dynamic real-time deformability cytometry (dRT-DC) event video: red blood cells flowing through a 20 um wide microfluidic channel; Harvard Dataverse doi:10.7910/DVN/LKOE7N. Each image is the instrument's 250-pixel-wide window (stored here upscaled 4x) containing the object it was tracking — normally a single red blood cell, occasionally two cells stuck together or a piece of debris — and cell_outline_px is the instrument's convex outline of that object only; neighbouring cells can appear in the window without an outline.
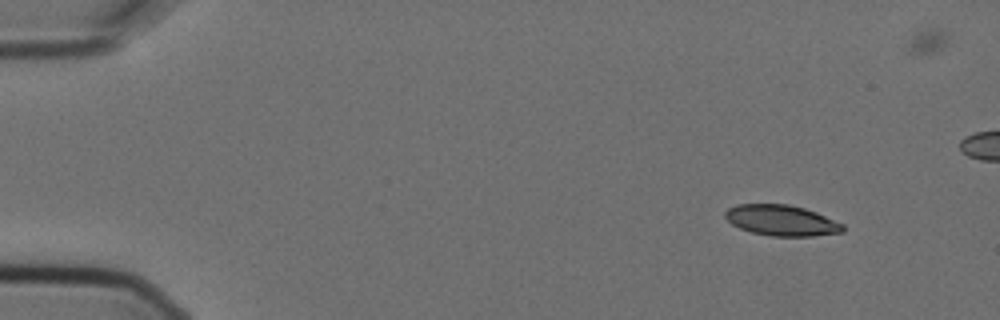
{"species": "Egyptian fruit bat (a non-hibernating species)", "species_latin": "Rousettus aegyptiacus", "temperature_condition": "cold", "stored_images_in_passage": 7, "camera_frame_rate_fps": 3000, "um_per_image_px": 0.085, "animal": {"sex": "female"}, "frame": {"image": 1, "passage_image": 2, "time_ms": 0.333, "image_size_px": [1000, 320], "cell_outline_px": [[844, 232], [812, 236], [772, 236], [752, 232], [740, 228], [732, 224], [724, 216], [724, 212], [728, 208], [736, 204], [788, 204], [804, 208], [816, 212], [844, 224]], "centroid_in_image_um": [66.43, 18.73], "position_along_channel_um": 18.6, "area_um2": 21.1}}
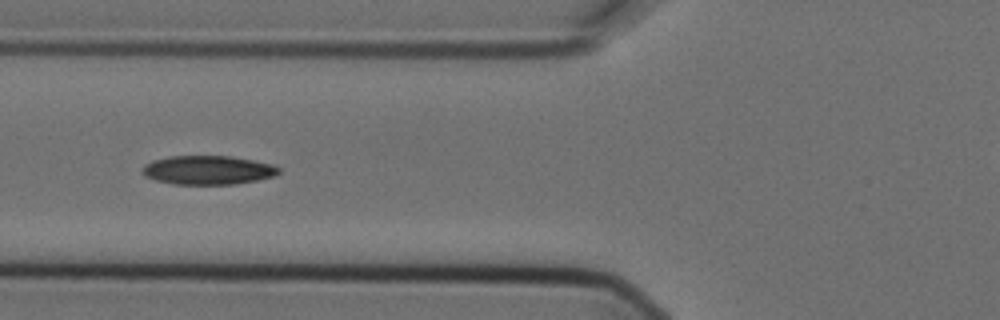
{"frame": {"image": 2, "passage_image": 6, "time_ms": 1.667, "image_size_px": [1000, 320], "cell_outline_px": [[280, 172], [272, 176], [256, 180], [236, 184], [172, 184], [156, 180], [144, 176], [140, 172], [140, 168], [144, 164], [152, 160], [168, 156], [232, 156], [272, 164], [280, 168]], "centroid_in_image_um": [17.61, 14.45], "position_along_channel_um": 108.2, "area_um2": 23.12}}
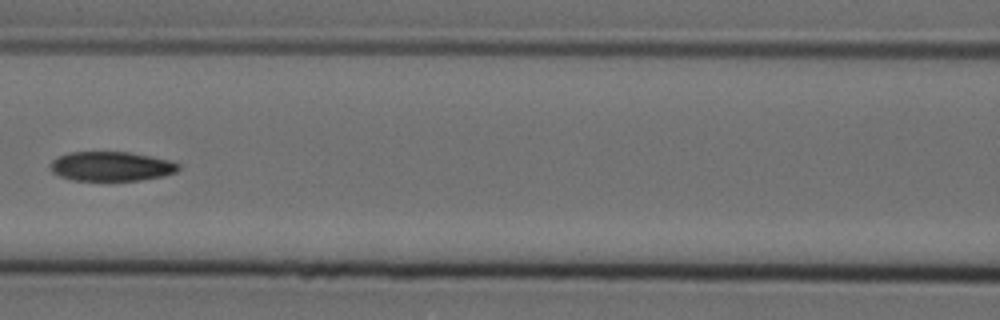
{"frame": {"image": 3, "passage_image": 7, "time_ms": 2.0, "image_size_px": [1000, 320], "cell_outline_px": [[180, 168], [176, 172], [164, 176], [140, 180], [72, 180], [60, 176], [52, 172], [48, 168], [48, 164], [52, 160], [68, 152], [128, 152], [172, 160], [180, 164]], "centroid_in_image_um": [9.45, 14.13], "position_along_channel_um": 157.1, "area_um2": 22.14}}